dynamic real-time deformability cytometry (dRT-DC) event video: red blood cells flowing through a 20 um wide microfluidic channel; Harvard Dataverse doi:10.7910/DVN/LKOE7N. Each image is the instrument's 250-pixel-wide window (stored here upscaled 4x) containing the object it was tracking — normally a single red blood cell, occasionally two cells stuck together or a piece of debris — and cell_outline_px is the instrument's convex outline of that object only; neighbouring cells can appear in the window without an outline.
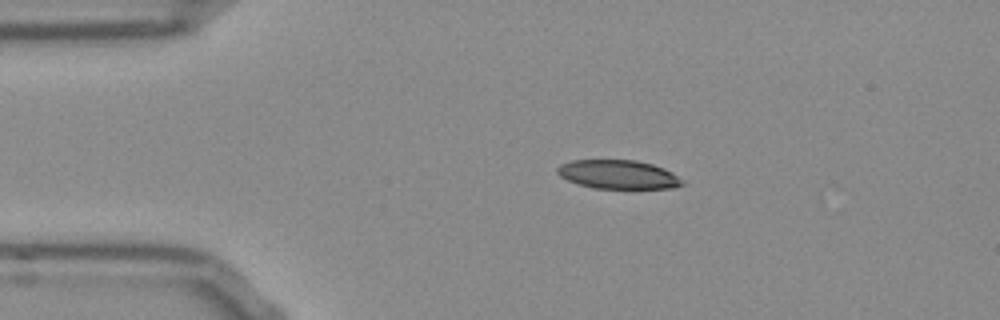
{"species": "Egyptian fruit bat (a non-hibernating species)", "species_latin": "Rousettus aegyptiacus", "temperature_condition": "room temperature", "stored_images_in_passage": 43, "camera_frame_rate_fps": 3000, "um_per_image_px": 0.085, "frame": {"image": 1, "passage_image": 1, "time_ms": 0.0, "image_size_px": [1000, 320], "cell_outline_px": [[688, 184], [672, 188], [596, 188], [580, 184], [568, 180], [560, 176], [556, 172], [556, 168], [560, 164], [572, 160], [636, 160], [652, 164], [664, 168], [672, 172], [684, 180]], "centroid_in_image_um": [52.59, 14.82], "position_along_channel_um": 32.4, "area_um2": 21.04}}
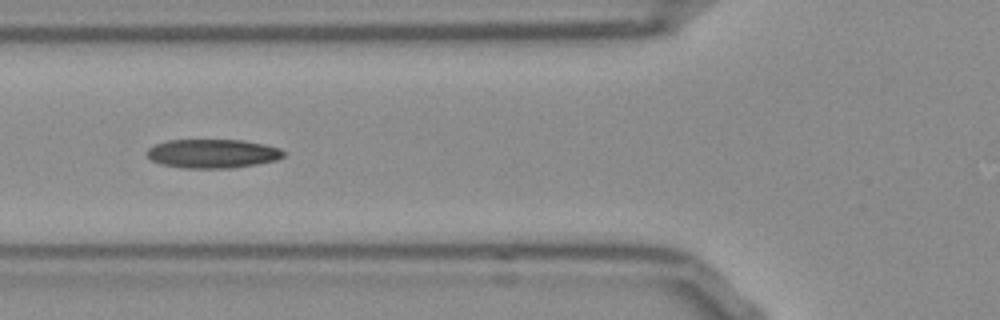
{"frame": {"image": 2, "passage_image": 10, "time_ms": 3.0, "image_size_px": [1000, 320], "cell_outline_px": [[284, 156], [276, 160], [256, 164], [232, 168], [184, 168], [160, 164], [152, 160], [148, 156], [148, 148], [156, 144], [168, 140], [244, 140], [264, 144], [280, 148], [284, 152]], "centroid_in_image_um": [18.08, 13.05], "position_along_channel_um": 107.7, "area_um2": 22.95}}
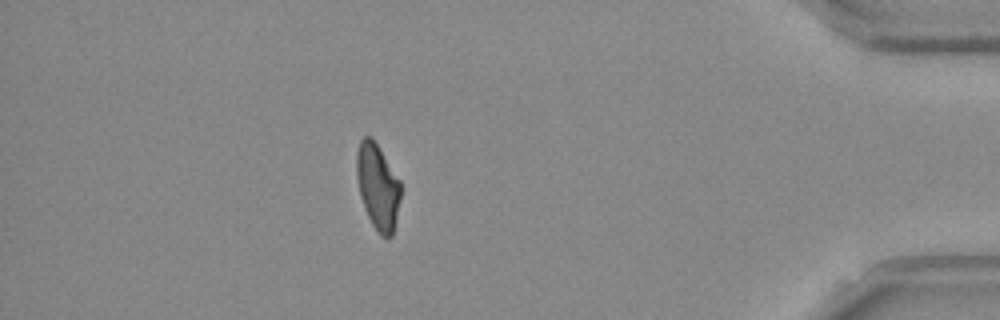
{"frame": {"image": 3, "passage_image": 37, "time_ms": 12.0, "image_size_px": [1000, 320], "cell_outline_px": [[400, 196], [392, 236], [388, 240], [380, 236], [372, 224], [368, 216], [360, 196], [356, 176], [356, 152], [360, 140], [364, 136], [372, 136], [400, 180]], "centroid_in_image_um": [32.09, 15.84], "position_along_channel_um": 403.1, "area_um2": 22.02}, "authors_computed_cell_mechanics": {"area_um2": 22.831, "velocity_mm_per_s": 3.8238, "shape_relaxation_time_tau1_ms": 5.1421, "shape_relaxation_time_tau2_ms": 3.6055, "deformation_change_tau1": 0.1601, "deformation_change_tau2": 0.1028}}